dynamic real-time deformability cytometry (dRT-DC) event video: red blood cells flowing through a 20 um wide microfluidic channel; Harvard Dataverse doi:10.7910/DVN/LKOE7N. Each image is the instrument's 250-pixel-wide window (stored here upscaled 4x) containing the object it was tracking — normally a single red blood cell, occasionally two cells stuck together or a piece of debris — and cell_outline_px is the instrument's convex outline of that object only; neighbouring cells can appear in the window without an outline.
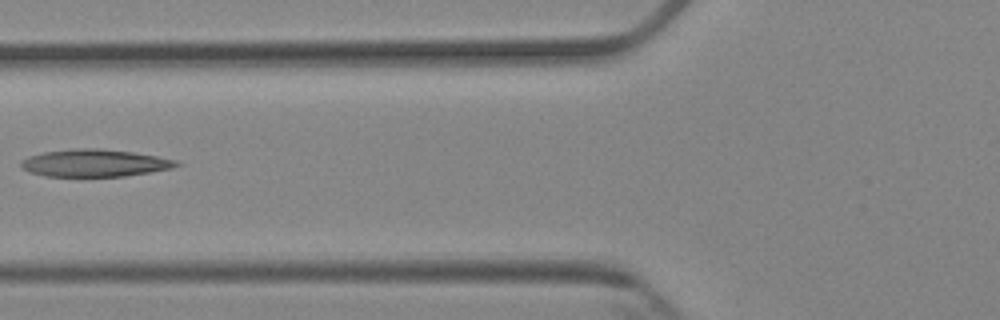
{"species": "Egyptian fruit bat (a non-hibernating species)", "species_latin": "Rousettus aegyptiacus", "temperature_condition": "cold", "stored_images_in_passage": 5, "camera_frame_rate_fps": 3000, "um_per_image_px": 0.085, "animal": {"sex": "female"}, "frame": {"image": 1, "passage_image": 5, "time_ms": 4.667, "image_size_px": [1000, 320], "cell_outline_px": [[184, 164], [172, 168], [124, 176], [44, 176], [20, 168], [20, 164], [28, 156], [44, 152], [72, 148], [100, 148], [132, 152], [156, 156], [176, 160]], "centroid_in_image_um": [8.05, 13.85], "position_along_channel_um": 117.8, "area_um2": 24.68}}